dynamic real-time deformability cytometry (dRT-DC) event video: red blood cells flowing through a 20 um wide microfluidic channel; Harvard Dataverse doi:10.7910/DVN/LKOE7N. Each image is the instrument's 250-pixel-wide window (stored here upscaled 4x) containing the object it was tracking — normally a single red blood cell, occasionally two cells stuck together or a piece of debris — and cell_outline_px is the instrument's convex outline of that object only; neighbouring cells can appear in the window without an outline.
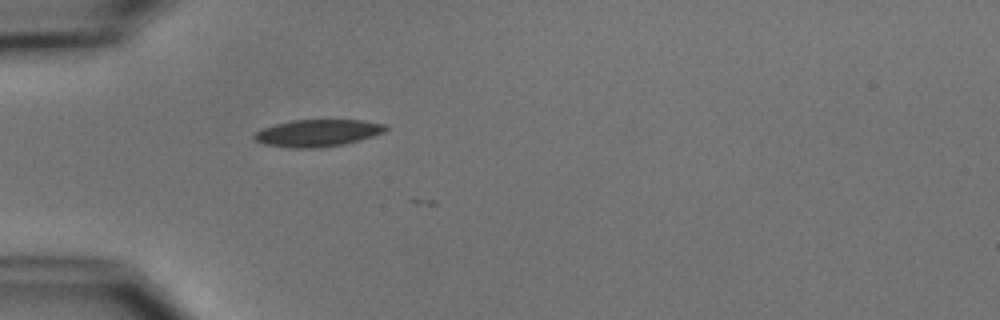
{"species": "common noctule bat (a hibernating species)", "species_latin": "Nyctalus noctula", "temperature_condition": "cold", "stored_images_in_passage": 7, "camera_frame_rate_fps": 3000, "um_per_image_px": 0.085, "animal": {"sex": "male", "body_mass_g": 15.6}, "frame": {"image": 1, "passage_image": 1, "time_ms": 0.0, "image_size_px": [1000, 320], "cell_outline_px": [[388, 128], [384, 132], [372, 136], [344, 144], [312, 148], [292, 148], [264, 144], [256, 140], [252, 136], [260, 128], [292, 120], [364, 120], [388, 124]], "centroid_in_image_um": [27.0, 11.29], "position_along_channel_um": 58.0, "area_um2": 20.69}}
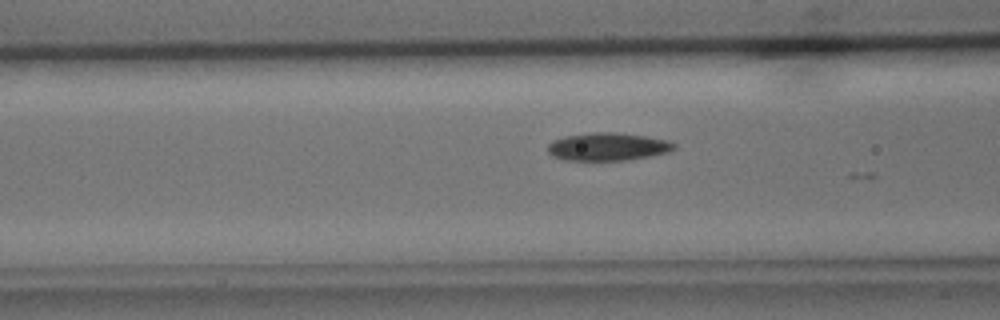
{"frame": {"image": 2, "passage_image": 6, "time_ms": 1.667, "image_size_px": [1000, 320], "cell_outline_px": [[676, 148], [672, 152], [652, 156], [628, 160], [564, 160], [552, 156], [548, 152], [548, 144], [552, 140], [564, 136], [592, 132], [616, 132], [644, 136], [668, 140], [676, 144]], "centroid_in_image_um": [51.69, 12.47], "position_along_channel_um": 114.9, "area_um2": 20.81}}